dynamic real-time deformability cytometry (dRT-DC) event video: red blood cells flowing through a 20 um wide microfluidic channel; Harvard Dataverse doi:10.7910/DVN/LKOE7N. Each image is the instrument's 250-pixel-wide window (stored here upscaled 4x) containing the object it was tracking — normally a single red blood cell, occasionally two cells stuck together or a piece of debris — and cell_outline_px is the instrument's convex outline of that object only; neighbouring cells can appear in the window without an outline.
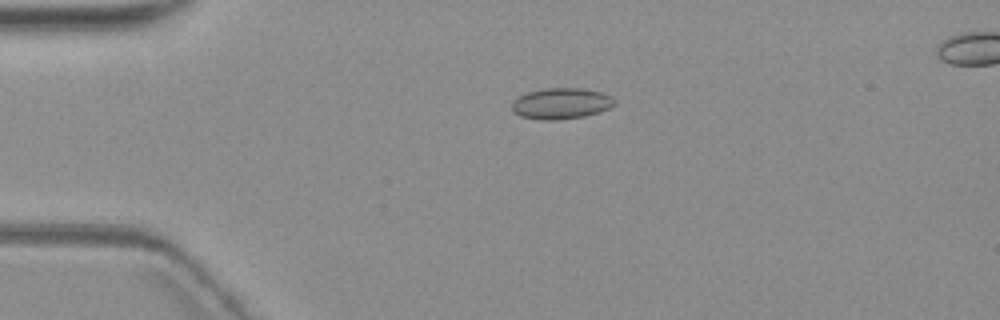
{"species": "common noctule bat (a hibernating species)", "species_latin": "Nyctalus noctula", "temperature_condition": "warm", "stored_images_in_passage": 6, "camera_frame_rate_fps": 3000, "um_per_image_px": 0.085, "animal": {"sex": "female", "body_mass_g": 19.3, "forearm_length_mm": 54.1}, "frame": {"image": 1, "passage_image": 4, "time_ms": 3.667, "image_size_px": [1000, 320], "cell_outline_px": [[616, 104], [608, 108], [584, 116], [556, 120], [540, 120], [520, 116], [512, 112], [512, 100], [528, 92], [544, 88], [584, 88], [600, 92], [612, 96], [616, 100]], "centroid_in_image_um": [47.68, 8.79], "position_along_channel_um": 37.3, "area_um2": 18.61}}
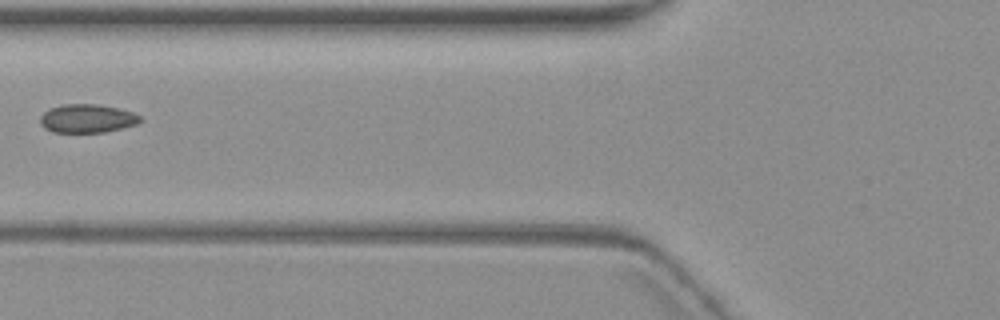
{"frame": {"image": 2, "passage_image": 6, "time_ms": 7.0, "image_size_px": [1000, 320], "cell_outline_px": [[144, 120], [136, 124], [104, 132], [52, 132], [44, 128], [40, 124], [40, 116], [48, 108], [64, 104], [96, 104], [120, 108], [132, 112], [140, 116]], "centroid_in_image_um": [7.39, 10.06], "position_along_channel_um": 118.4, "area_um2": 16.7}}